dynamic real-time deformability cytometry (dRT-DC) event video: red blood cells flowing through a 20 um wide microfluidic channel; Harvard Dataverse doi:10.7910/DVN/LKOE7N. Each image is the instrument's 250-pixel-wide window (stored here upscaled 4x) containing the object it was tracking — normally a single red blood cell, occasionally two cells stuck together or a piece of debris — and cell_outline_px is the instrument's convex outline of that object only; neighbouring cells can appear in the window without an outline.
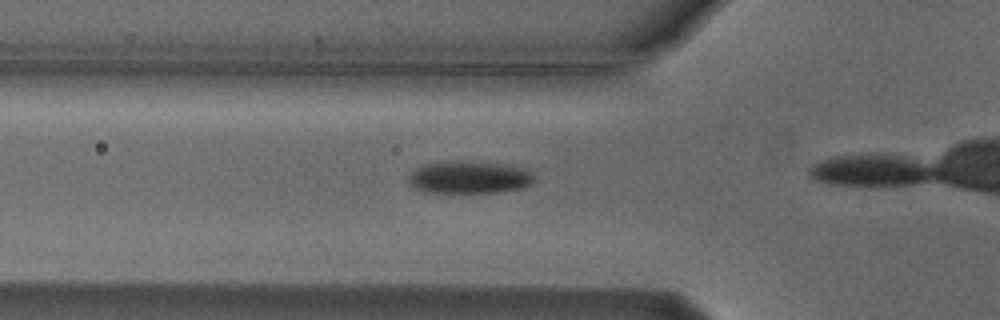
{"species": "Egyptian fruit bat (a non-hibernating species)", "species_latin": "Rousettus aegyptiacus", "temperature_condition": "cold", "stored_images_in_passage": 17, "camera_frame_rate_fps": 3000, "um_per_image_px": 0.085, "animal": {"sex": "male"}, "frame": {"image": 1, "passage_image": 13, "time_ms": 4.0, "image_size_px": [1000, 320], "cell_outline_px": [[532, 184], [520, 188], [496, 192], [424, 192], [412, 188], [408, 180], [408, 176], [416, 168], [424, 164], [456, 160], [504, 164], [524, 168], [532, 172]], "centroid_in_image_um": [39.84, 15.06], "position_along_channel_um": 86.0, "area_um2": 23.76}}
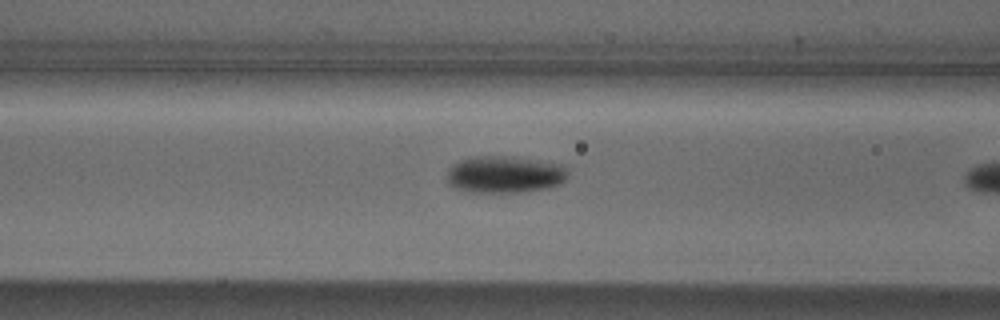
{"frame": {"image": 2, "passage_image": 16, "time_ms": 5.0, "image_size_px": [1000, 320], "cell_outline_px": [[568, 176], [560, 184], [548, 188], [520, 192], [468, 192], [452, 188], [448, 184], [448, 168], [452, 164], [460, 160], [484, 156], [516, 156], [560, 164], [568, 172]], "centroid_in_image_um": [42.88, 14.83], "position_along_channel_um": 123.7, "area_um2": 26.24}}